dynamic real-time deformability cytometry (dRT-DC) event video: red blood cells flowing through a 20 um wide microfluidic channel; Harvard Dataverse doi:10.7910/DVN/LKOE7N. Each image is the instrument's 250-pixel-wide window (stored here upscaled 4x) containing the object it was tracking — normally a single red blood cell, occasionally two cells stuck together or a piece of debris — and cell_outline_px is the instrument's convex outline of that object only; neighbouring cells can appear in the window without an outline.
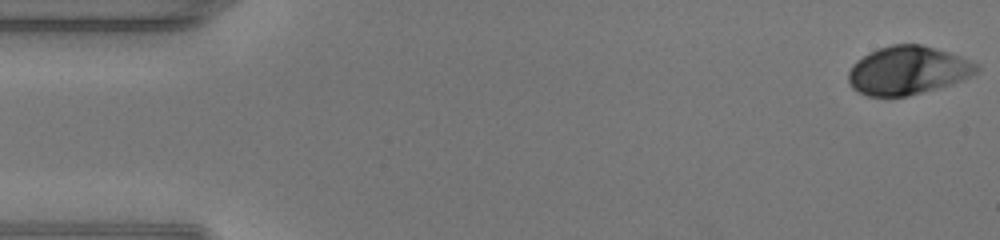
{"species": "human", "species_latin": "Homo sapiens", "temperature_condition": "warm", "stored_images_in_passage": 48, "camera_frame_rate_fps": 3000, "um_per_image_px": 0.085, "donor": {"sex": "male"}, "frame": {"image": 1, "passage_image": 1, "time_ms": 0.0, "image_size_px": [1000, 240], "cell_outline_px": [[980, 68], [976, 72], [952, 84], [904, 96], [868, 96], [852, 88], [848, 80], [848, 72], [852, 64], [856, 60], [868, 52], [892, 44], [920, 44], [948, 52], [960, 56], [980, 64]], "centroid_in_image_um": [77.13, 5.97], "position_along_channel_um": 7.9, "area_um2": 35.89}}
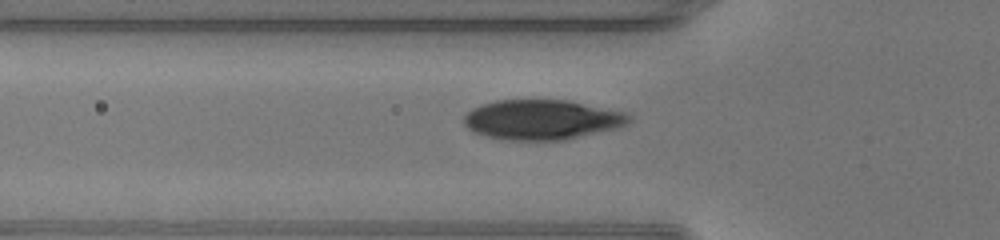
{"frame": {"image": 2, "passage_image": 16, "time_ms": 5.0, "image_size_px": [1000, 240], "cell_outline_px": [[632, 120], [628, 124], [620, 128], [564, 140], [504, 140], [472, 132], [464, 124], [464, 116], [472, 108], [496, 100], [568, 100], [628, 112], [632, 116]], "centroid_in_image_um": [46.13, 10.17], "position_along_channel_um": 79.7, "area_um2": 38.78}}
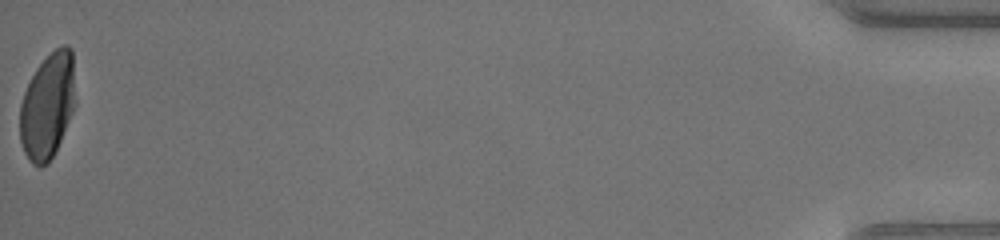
{"frame": {"image": 3, "passage_image": 48, "time_ms": 15.667, "image_size_px": [1000, 240], "cell_outline_px": [[72, 112], [60, 140], [48, 164], [40, 168], [32, 164], [28, 160], [24, 152], [20, 140], [20, 104], [24, 92], [36, 68], [56, 48], [64, 44], [68, 44], [72, 48]], "centroid_in_image_um": [3.99, 9.05], "position_along_channel_um": 431.2, "area_um2": 33.29}, "authors_computed_cell_mechanics": {"area_um2": 36.125, "velocity_mm_per_s": 4.315, "shape_relaxation_time_tau1_ms": 3.8551, "shape_relaxation_time_tau2_ms": null, "deformation_change_tau1": 0.2124, "deformation_change_tau2": null}}